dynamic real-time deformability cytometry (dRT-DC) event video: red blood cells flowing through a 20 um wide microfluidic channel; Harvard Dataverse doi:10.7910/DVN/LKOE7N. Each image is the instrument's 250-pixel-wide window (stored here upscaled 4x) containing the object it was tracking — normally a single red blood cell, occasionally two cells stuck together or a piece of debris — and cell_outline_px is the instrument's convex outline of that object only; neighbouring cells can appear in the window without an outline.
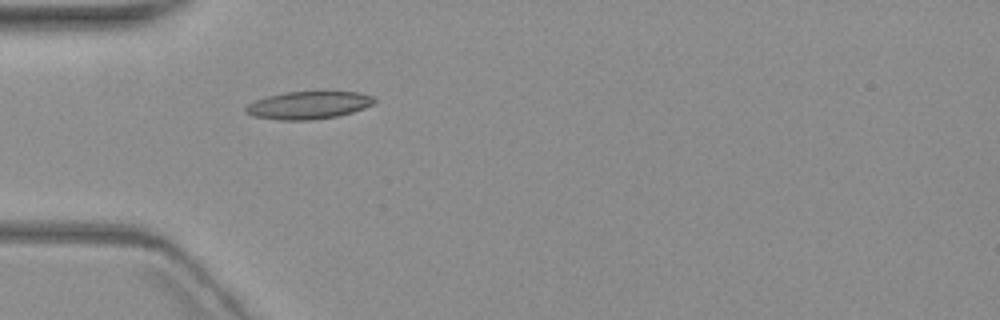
{"species": "common noctule bat (a hibernating species)", "species_latin": "Nyctalus noctula", "temperature_condition": "warm", "stored_images_in_passage": 6, "camera_frame_rate_fps": 3000, "um_per_image_px": 0.085, "animal": {"sex": "female", "body_mass_g": 19.3, "forearm_length_mm": 54.1}, "frame": {"image": 1, "passage_image": 6, "time_ms": 6.0, "image_size_px": [1000, 320], "cell_outline_px": [[376, 100], [372, 104], [364, 108], [352, 112], [336, 116], [312, 120], [280, 120], [252, 116], [244, 112], [244, 108], [248, 104], [256, 100], [268, 96], [284, 92], [356, 92], [372, 96]], "centroid_in_image_um": [26.18, 8.95], "position_along_channel_um": 58.8, "area_um2": 20.58}}